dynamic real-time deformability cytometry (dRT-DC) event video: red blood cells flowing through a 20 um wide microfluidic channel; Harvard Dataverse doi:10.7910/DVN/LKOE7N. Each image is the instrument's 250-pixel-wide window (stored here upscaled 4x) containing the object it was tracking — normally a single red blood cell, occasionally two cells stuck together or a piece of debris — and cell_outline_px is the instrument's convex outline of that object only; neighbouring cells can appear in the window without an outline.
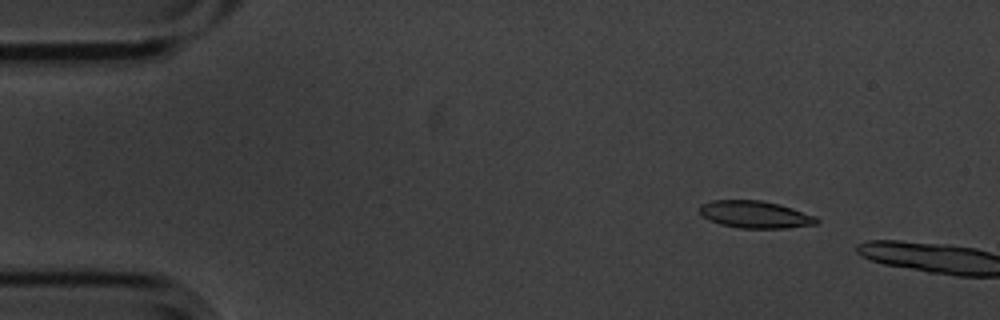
{"species": "common noctule bat (a hibernating species)", "species_latin": "Nyctalus noctula", "temperature_condition": "cold", "stored_images_in_passage": 3, "camera_frame_rate_fps": 3000, "um_per_image_px": 0.085, "animal": {"sex": "male", "body_mass_g": 20.1, "forearm_length_mm": 53.5}, "frame": {"image": 1, "passage_image": 1, "time_ms": 0.0, "image_size_px": [1000, 320], "cell_outline_px": [[820, 220], [816, 224], [784, 228], [740, 228], [720, 224], [708, 220], [700, 212], [700, 204], [712, 200], [760, 200], [780, 204], [816, 216]], "centroid_in_image_um": [64.19, 18.23], "position_along_channel_um": 20.8, "area_um2": 18.55}}